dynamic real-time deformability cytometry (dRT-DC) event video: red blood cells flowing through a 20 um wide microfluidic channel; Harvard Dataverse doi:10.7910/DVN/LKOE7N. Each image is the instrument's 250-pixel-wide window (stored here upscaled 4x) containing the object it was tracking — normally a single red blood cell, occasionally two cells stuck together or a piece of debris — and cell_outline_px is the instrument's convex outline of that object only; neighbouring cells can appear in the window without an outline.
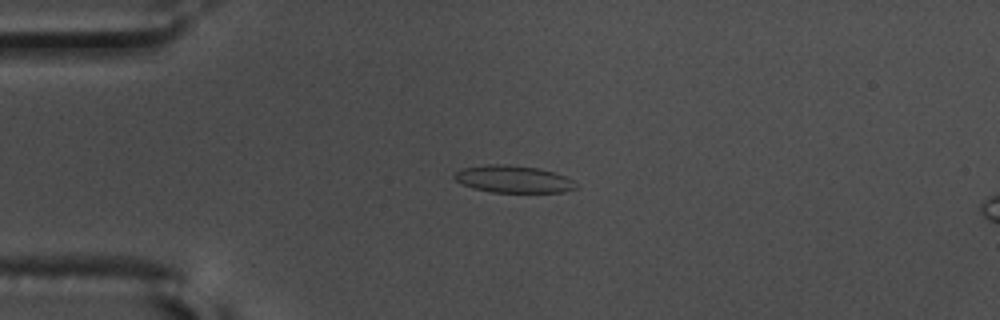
{"species": "common noctule bat (a hibernating species)", "species_latin": "Nyctalus noctula", "temperature_condition": "warm", "stored_images_in_passage": 52, "camera_frame_rate_fps": 3000, "um_per_image_px": 0.085, "animal": {"sex": "male", "body_mass_g": 17.5, "forearm_length_mm": 52.3}, "frame": {"image": 1, "passage_image": 9, "time_ms": 2.667, "image_size_px": [1000, 320], "cell_outline_px": [[576, 188], [564, 192], [492, 192], [472, 188], [456, 180], [452, 176], [460, 168], [488, 164], [504, 164], [536, 168], [552, 172], [564, 176], [572, 180], [576, 184]], "centroid_in_image_um": [43.59, 15.23], "position_along_channel_um": 41.4, "area_um2": 19.07}}
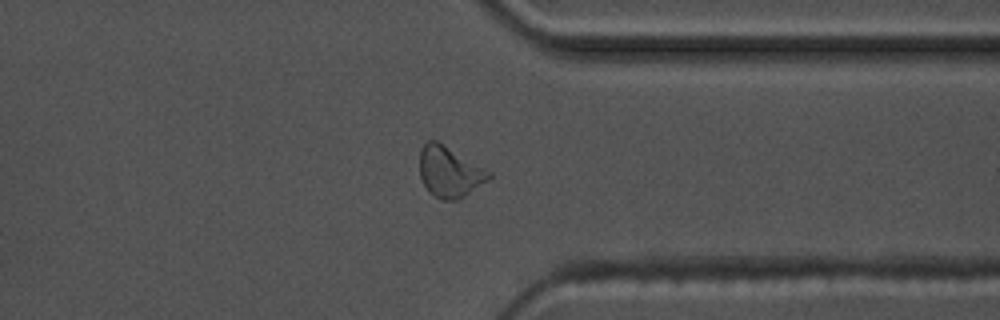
{"frame": {"image": 2, "passage_image": 39, "time_ms": 12.667, "image_size_px": [1000, 320], "cell_outline_px": [[492, 176], [488, 180], [464, 196], [456, 200], [444, 200], [432, 196], [428, 192], [420, 176], [420, 148], [428, 140], [436, 140], [492, 172]], "centroid_in_image_um": [38.19, 14.61], "position_along_channel_um": 373.2, "area_um2": 20.4}}
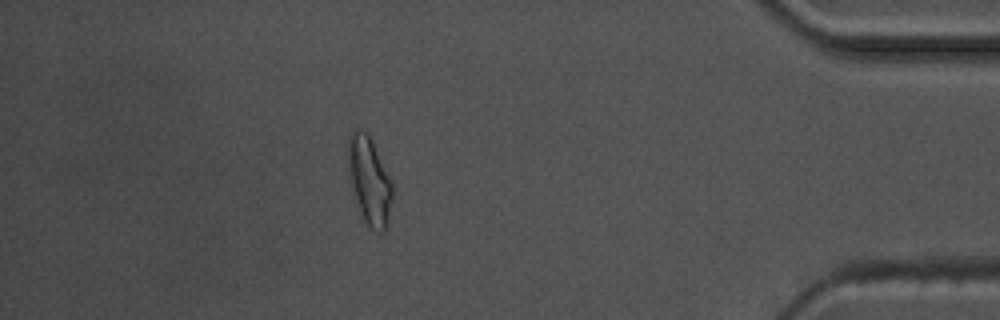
{"frame": {"image": 3, "passage_image": 45, "time_ms": 14.667, "image_size_px": [1000, 320], "cell_outline_px": [[392, 196], [388, 224], [384, 232], [380, 232], [372, 228], [364, 220], [356, 196], [352, 180], [348, 160], [348, 136], [356, 128], [368, 132], [392, 180]], "centroid_in_image_um": [31.44, 15.3], "position_along_channel_um": 403.8, "area_um2": 22.02}, "authors_computed_cell_mechanics": {"area_um2": 18.9873, "velocity_mm_per_s": 3.6108, "shape_relaxation_time_tau1_ms": 7.8673, "shape_relaxation_time_tau2_ms": 1.2988, "deformation_change_tau1": 0.215, "deformation_change_tau2": 0.097}}